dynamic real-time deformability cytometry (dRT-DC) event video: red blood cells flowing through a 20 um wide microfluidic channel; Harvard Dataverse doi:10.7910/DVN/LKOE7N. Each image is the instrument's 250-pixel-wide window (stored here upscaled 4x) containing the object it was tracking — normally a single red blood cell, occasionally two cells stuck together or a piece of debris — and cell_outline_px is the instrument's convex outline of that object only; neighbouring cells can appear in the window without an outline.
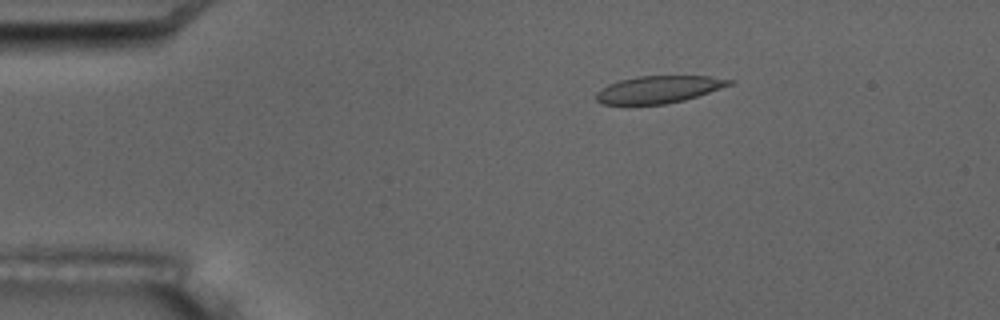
{"species": "common noctule bat (a hibernating species)", "species_latin": "Nyctalus noctula", "temperature_condition": "room temperature", "stored_images_in_passage": 4, "camera_frame_rate_fps": 3000, "um_per_image_px": 0.085, "animal": {"sex": "male", "body_mass_g": 17.5, "forearm_length_mm": 52.3}, "frame": {"image": 1, "passage_image": 2, "time_ms": 1.0, "image_size_px": [1000, 320], "cell_outline_px": [[736, 80], [732, 84], [684, 100], [664, 104], [600, 104], [596, 100], [596, 92], [600, 88], [608, 84], [620, 80], [636, 76], [708, 76]], "centroid_in_image_um": [55.95, 7.59], "position_along_channel_um": 29.1, "area_um2": 21.04}}